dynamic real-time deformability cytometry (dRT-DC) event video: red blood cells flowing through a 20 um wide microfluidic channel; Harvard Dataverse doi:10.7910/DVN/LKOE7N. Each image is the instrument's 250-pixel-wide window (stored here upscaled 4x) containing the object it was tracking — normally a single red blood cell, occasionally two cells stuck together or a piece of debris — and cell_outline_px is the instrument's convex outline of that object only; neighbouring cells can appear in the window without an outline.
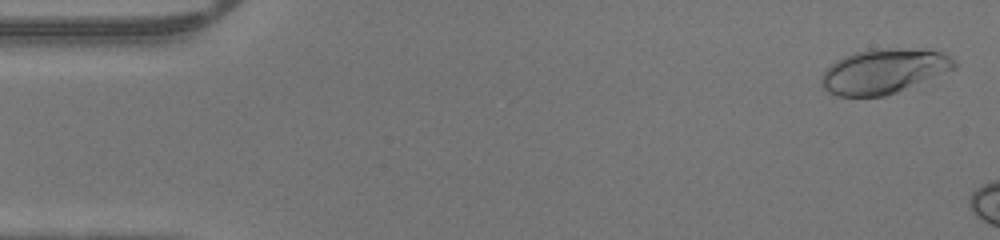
{"species": "human", "species_latin": "Homo sapiens", "temperature_condition": "warm", "stored_images_in_passage": 11, "camera_frame_rate_fps": 3000, "um_per_image_px": 0.085, "donor": {"sex": "male"}, "frame": {"image": 1, "passage_image": 2, "time_ms": 0.333, "image_size_px": [1000, 240], "cell_outline_px": [[956, 68], [896, 92], [884, 96], [840, 96], [828, 92], [820, 84], [820, 80], [824, 72], [836, 60], [844, 56], [868, 48], [900, 48], [944, 52], [956, 60]], "centroid_in_image_um": [75.11, 6.04], "position_along_channel_um": 9.9, "area_um2": 34.45}}